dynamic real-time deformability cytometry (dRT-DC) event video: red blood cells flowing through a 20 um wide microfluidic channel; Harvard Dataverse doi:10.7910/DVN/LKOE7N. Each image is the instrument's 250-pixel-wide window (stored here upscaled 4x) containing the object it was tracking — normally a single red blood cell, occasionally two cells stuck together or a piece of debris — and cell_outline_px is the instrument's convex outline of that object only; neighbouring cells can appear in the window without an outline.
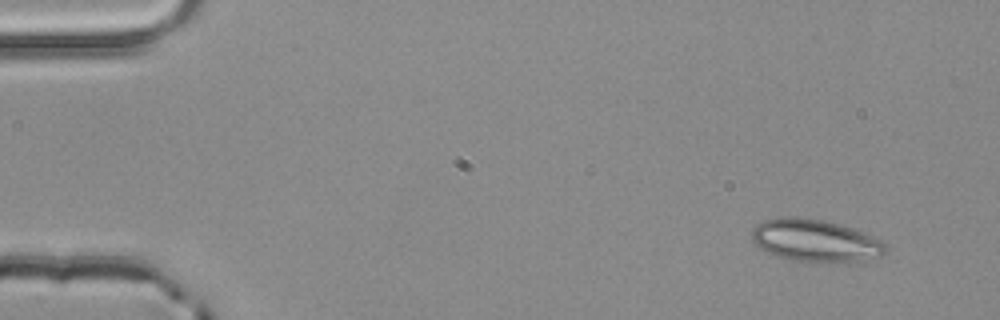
{"species": "common noctule bat (a hibernating species)", "species_latin": "Nyctalus noctula", "temperature_condition": "room temperature", "stored_images_in_passage": 4, "camera_frame_rate_fps": 3000, "um_per_image_px": 0.085, "animal": {"sex": "male", "body_mass_g": 20.4}, "frame": {"image": 1, "passage_image": 1, "time_ms": 0.0, "image_size_px": [1000, 320], "cell_outline_px": [[884, 252], [880, 256], [860, 260], [832, 264], [792, 260], [768, 252], [760, 248], [752, 240], [752, 228], [756, 224], [764, 220], [780, 216], [796, 216], [824, 220], [840, 224], [864, 232], [880, 240], [884, 244]], "centroid_in_image_um": [69.26, 20.44], "position_along_channel_um": 15.7, "area_um2": 33.18}}
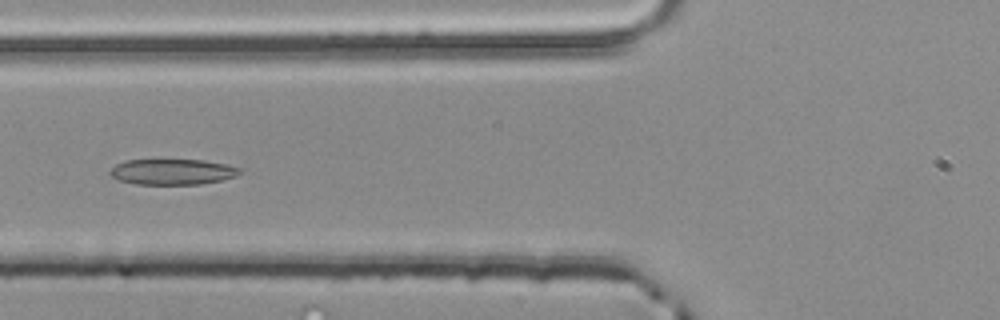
{"frame": {"image": 2, "passage_image": 4, "time_ms": 1.0, "image_size_px": [1000, 320], "cell_outline_px": [[244, 172], [236, 176], [220, 180], [200, 184], [136, 184], [120, 180], [112, 176], [108, 172], [116, 164], [128, 160], [200, 160], [224, 164], [244, 168]], "centroid_in_image_um": [14.7, 14.6], "position_along_channel_um": 111.1, "area_um2": 19.31}}